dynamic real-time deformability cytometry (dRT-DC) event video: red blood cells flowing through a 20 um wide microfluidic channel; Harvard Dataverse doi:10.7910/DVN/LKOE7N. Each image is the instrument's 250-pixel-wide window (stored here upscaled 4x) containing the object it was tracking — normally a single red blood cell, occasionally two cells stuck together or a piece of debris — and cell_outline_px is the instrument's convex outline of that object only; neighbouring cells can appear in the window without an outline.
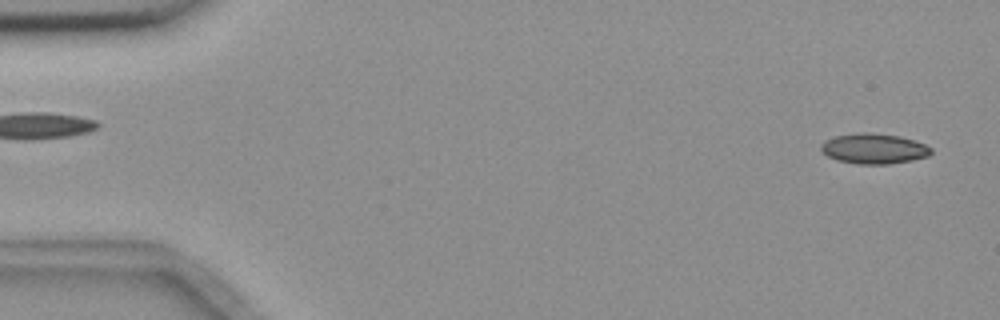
{"species": "common noctule bat (a hibernating species)", "species_latin": "Nyctalus noctula", "temperature_condition": "room temperature", "stored_images_in_passage": 55, "camera_frame_rate_fps": 3000, "um_per_image_px": 0.085, "animal": {"sex": "female", "body_mass_g": 18.4}, "frame": {"image": 1, "passage_image": 2, "time_ms": 0.333, "image_size_px": [1000, 320], "cell_outline_px": [[932, 152], [928, 156], [912, 160], [888, 164], [856, 164], [836, 160], [820, 152], [820, 144], [824, 140], [836, 136], [860, 132], [868, 132], [900, 136], [924, 144], [932, 148]], "centroid_in_image_um": [74.24, 12.64], "position_along_channel_um": 10.8, "area_um2": 19.54}}
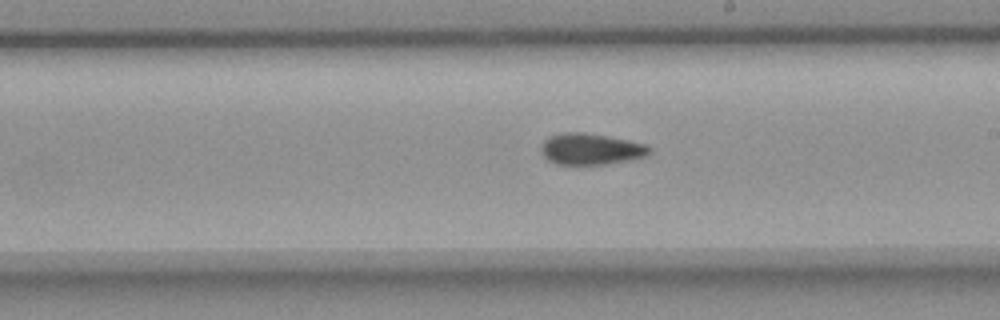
{"frame": {"image": 2, "passage_image": 31, "time_ms": 10.0, "image_size_px": [1000, 320], "cell_outline_px": [[648, 152], [644, 156], [604, 164], [556, 164], [548, 160], [544, 156], [540, 148], [544, 140], [548, 136], [564, 132], [584, 132], [644, 144], [648, 148]], "centroid_in_image_um": [50.09, 12.66], "position_along_channel_um": 238.9, "area_um2": 19.13}}
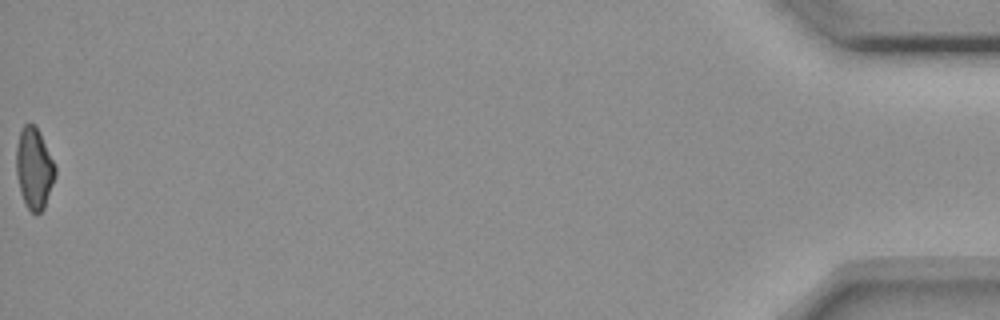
{"frame": {"image": 3, "passage_image": 55, "time_ms": 18.0, "image_size_px": [1000, 320], "cell_outline_px": [[56, 176], [44, 208], [36, 216], [28, 208], [20, 192], [16, 172], [16, 148], [20, 128], [24, 124], [32, 124], [40, 132], [56, 168]], "centroid_in_image_um": [2.89, 14.32], "position_along_channel_um": 432.3, "area_um2": 18.44}, "authors_computed_cell_mechanics": {"area_um2": 19.3052, "velocity_mm_per_s": 3.6813, "shape_relaxation_time_tau1_ms": null, "shape_relaxation_time_tau2_ms": 7.1246, "deformation_change_tau1": null, "deformation_change_tau2": 0.1253}}